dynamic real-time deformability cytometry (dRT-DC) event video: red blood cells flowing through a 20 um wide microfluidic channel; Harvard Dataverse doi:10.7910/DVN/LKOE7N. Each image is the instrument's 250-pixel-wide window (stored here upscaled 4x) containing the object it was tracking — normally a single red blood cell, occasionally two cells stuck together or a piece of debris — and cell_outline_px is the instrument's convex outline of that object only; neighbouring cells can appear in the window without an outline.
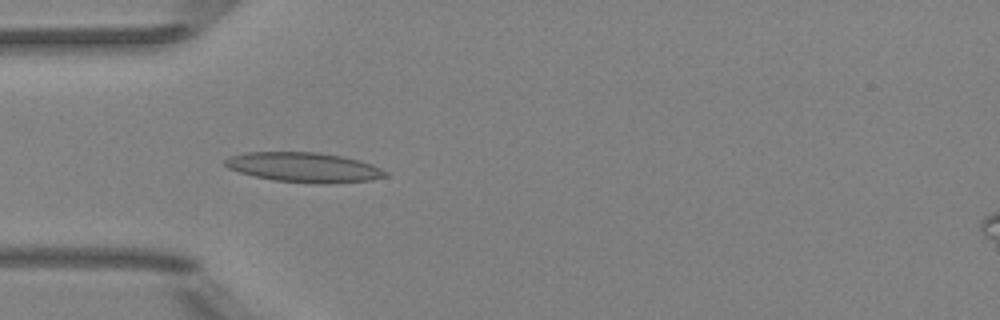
{"species": "Egyptian fruit bat (a non-hibernating species)", "species_latin": "Rousettus aegyptiacus", "temperature_condition": "room temperature", "stored_images_in_passage": 5, "camera_frame_rate_fps": 3000, "um_per_image_px": 0.085, "animal": {"sex": "female"}, "frame": {"image": 1, "passage_image": 5, "time_ms": 4.667, "image_size_px": [1000, 320], "cell_outline_px": [[388, 176], [372, 180], [328, 184], [276, 180], [256, 176], [240, 172], [228, 168], [224, 164], [224, 160], [228, 156], [244, 152], [316, 152], [344, 156], [360, 160], [372, 164], [388, 172]], "centroid_in_image_um": [25.87, 14.21], "position_along_channel_um": 59.1, "area_um2": 27.86}}